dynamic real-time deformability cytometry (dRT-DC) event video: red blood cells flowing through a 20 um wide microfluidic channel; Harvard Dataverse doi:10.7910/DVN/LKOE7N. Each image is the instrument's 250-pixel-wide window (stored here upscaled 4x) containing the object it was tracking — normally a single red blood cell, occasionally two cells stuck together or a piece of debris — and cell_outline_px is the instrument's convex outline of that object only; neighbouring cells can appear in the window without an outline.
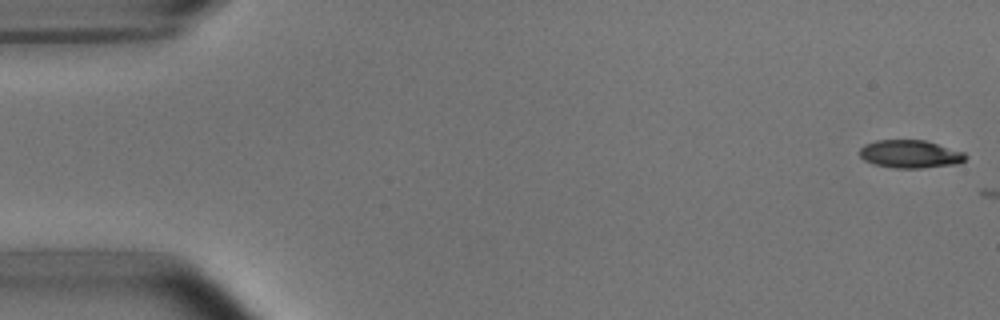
{"species": "common noctule bat (a hibernating species)", "species_latin": "Nyctalus noctula", "temperature_condition": "room temperature", "stored_images_in_passage": 5, "camera_frame_rate_fps": 3000, "um_per_image_px": 0.085, "animal": {"sex": "male", "body_mass_g": 15.6}, "frame": {"image": 1, "passage_image": 1, "time_ms": 0.0, "image_size_px": [1000, 320], "cell_outline_px": [[968, 156], [960, 164], [920, 168], [896, 168], [872, 164], [864, 160], [860, 156], [860, 148], [864, 144], [876, 140], [924, 140], [964, 152]], "centroid_in_image_um": [77.36, 13.1], "position_along_channel_um": 7.6, "area_um2": 17.34}}